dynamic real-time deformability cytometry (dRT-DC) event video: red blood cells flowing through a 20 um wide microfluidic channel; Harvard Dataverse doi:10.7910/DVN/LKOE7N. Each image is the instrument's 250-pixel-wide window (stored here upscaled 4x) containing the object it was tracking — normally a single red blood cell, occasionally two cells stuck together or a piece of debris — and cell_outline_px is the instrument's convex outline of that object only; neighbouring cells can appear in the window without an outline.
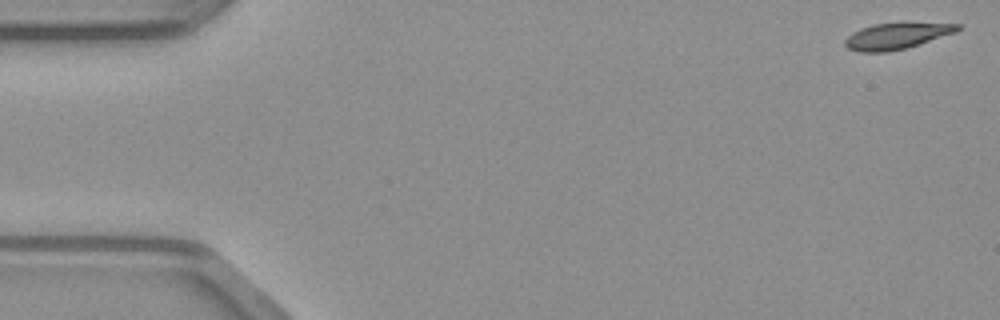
{"species": "common noctule bat (a hibernating species)", "species_latin": "Nyctalus noctula", "temperature_condition": "warm", "stored_images_in_passage": 13, "camera_frame_rate_fps": 3000, "um_per_image_px": 0.085, "animal": {"sex": "male", "body_mass_g": 23.1, "forearm_length_mm": 52.7}, "frame": {"image": 1, "passage_image": 1, "time_ms": 0.0, "image_size_px": [1000, 320], "cell_outline_px": [[960, 28], [956, 32], [904, 48], [888, 52], [860, 52], [848, 48], [844, 44], [844, 40], [852, 32], [860, 28], [876, 24], [960, 24]], "centroid_in_image_um": [76.12, 3.08], "position_along_channel_um": 8.9, "area_um2": 16.47}}
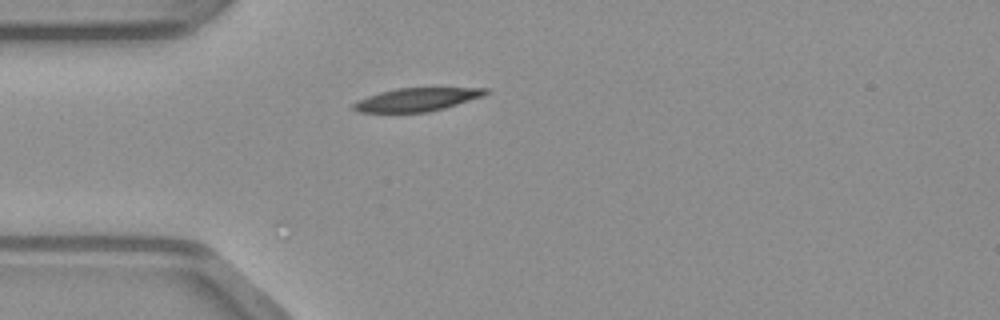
{"frame": {"image": 2, "passage_image": 13, "time_ms": 4.0, "image_size_px": [1000, 320], "cell_outline_px": [[492, 92], [484, 96], [444, 108], [428, 112], [356, 112], [352, 108], [352, 104], [356, 100], [380, 92], [396, 88], [488, 88]], "centroid_in_image_um": [35.44, 8.46], "position_along_channel_um": 49.6, "area_um2": 17.98}}